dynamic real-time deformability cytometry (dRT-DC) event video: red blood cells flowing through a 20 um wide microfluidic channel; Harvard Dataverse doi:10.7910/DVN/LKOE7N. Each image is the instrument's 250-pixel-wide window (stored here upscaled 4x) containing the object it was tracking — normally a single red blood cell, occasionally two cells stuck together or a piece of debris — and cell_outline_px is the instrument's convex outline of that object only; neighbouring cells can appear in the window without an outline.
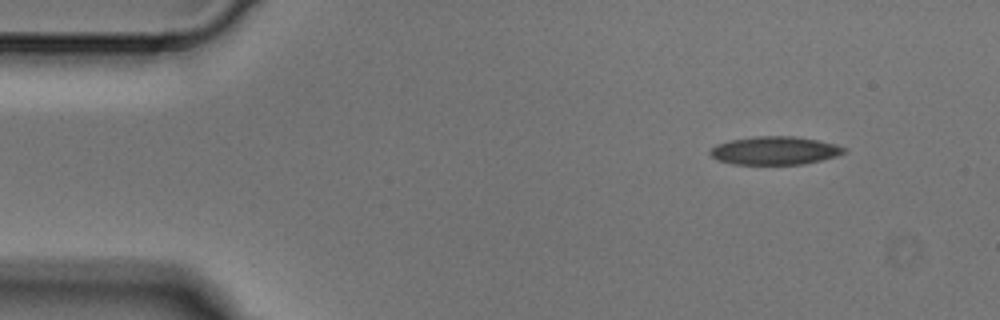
{"species": "Egyptian fruit bat (a non-hibernating species)", "species_latin": "Rousettus aegyptiacus", "temperature_condition": "cold", "stored_images_in_passage": 5, "camera_frame_rate_fps": 3000, "um_per_image_px": 0.085, "animal": {"sex": "male"}, "frame": {"image": 1, "passage_image": 5, "time_ms": 1.333, "image_size_px": [1000, 320], "cell_outline_px": [[848, 152], [836, 156], [804, 164], [732, 164], [716, 160], [708, 152], [716, 144], [728, 140], [756, 136], [792, 136], [816, 140], [836, 144], [848, 148]], "centroid_in_image_um": [65.85, 12.8], "position_along_channel_um": 19.1, "area_um2": 22.14}}